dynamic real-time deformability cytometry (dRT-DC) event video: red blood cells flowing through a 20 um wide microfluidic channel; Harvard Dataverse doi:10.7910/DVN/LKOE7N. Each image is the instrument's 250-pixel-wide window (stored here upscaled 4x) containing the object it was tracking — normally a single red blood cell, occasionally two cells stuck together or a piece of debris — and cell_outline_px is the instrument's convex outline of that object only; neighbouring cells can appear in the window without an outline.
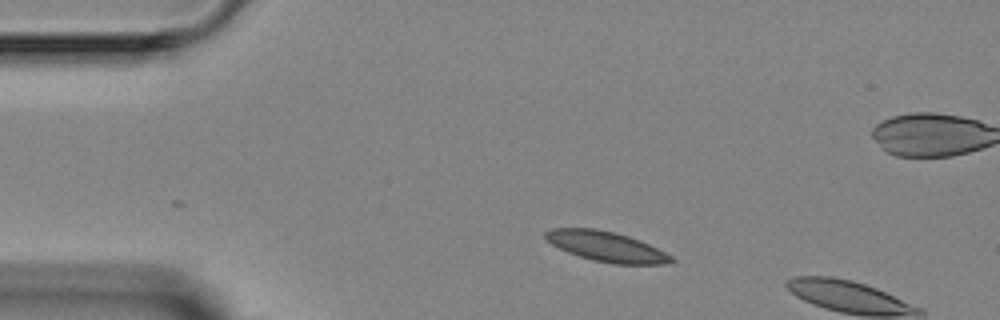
{"species": "Egyptian fruit bat (a non-hibernating species)", "species_latin": "Rousettus aegyptiacus", "temperature_condition": "room temperature", "stored_images_in_passage": 2, "camera_frame_rate_fps": 3000, "um_per_image_px": 0.085, "animal": {"sex": "female"}, "frame": {"image": 1, "passage_image": 2, "time_ms": 1.333, "image_size_px": [1000, 320], "cell_outline_px": [[676, 260], [664, 264], [612, 264], [592, 260], [568, 252], [552, 244], [544, 236], [544, 232], [552, 228], [596, 228], [628, 236], [640, 240], [672, 256]], "centroid_in_image_um": [51.53, 20.95], "position_along_channel_um": 33.5, "area_um2": 21.85}}